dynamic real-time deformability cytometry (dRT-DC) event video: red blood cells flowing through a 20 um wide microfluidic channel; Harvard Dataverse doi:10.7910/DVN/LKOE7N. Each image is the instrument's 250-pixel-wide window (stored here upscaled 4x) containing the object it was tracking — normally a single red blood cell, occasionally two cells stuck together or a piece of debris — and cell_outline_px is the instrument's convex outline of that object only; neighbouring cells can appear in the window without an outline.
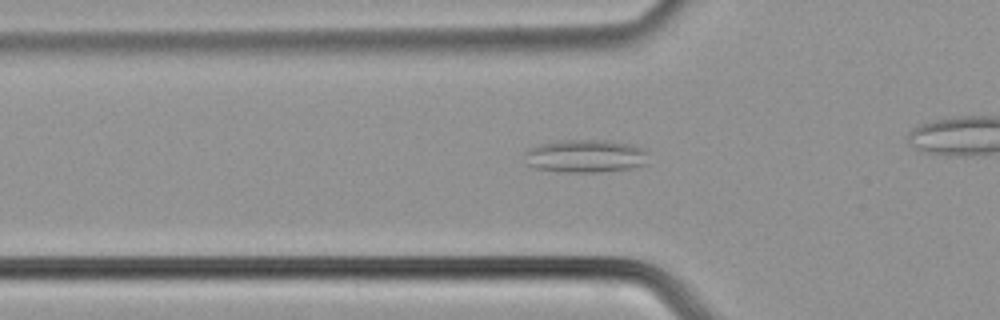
{"species": "common noctule bat (a hibernating species)", "species_latin": "Nyctalus noctula", "temperature_condition": "cold", "stored_images_in_passage": 36, "camera_frame_rate_fps": 3000, "um_per_image_px": 0.085, "animal": {"sex": "male", "body_mass_g": 21.5, "forearm_length_mm": 52.0}, "frame": {"image": 1, "passage_image": 13, "time_ms": 4.0, "image_size_px": [1000, 320], "cell_outline_px": [[648, 164], [632, 168], [600, 172], [560, 172], [536, 168], [528, 164], [524, 152], [528, 148], [540, 144], [560, 140], [604, 140], [632, 144], [644, 148], [648, 152]], "centroid_in_image_um": [49.81, 13.26], "position_along_channel_um": 76.0, "area_um2": 24.1}}
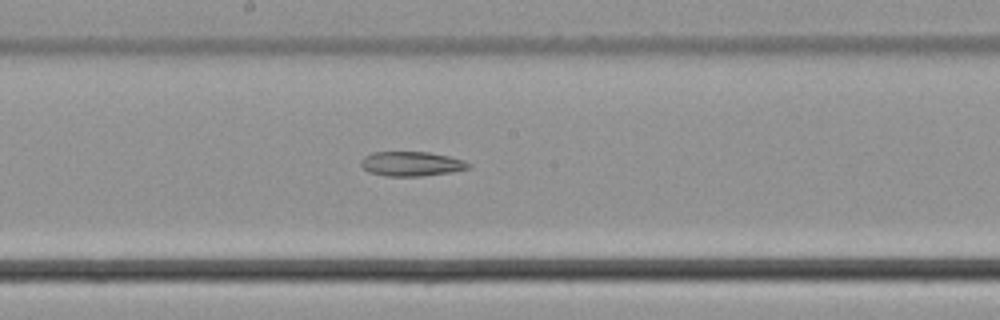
{"frame": {"image": 2, "passage_image": 23, "time_ms": 7.333, "image_size_px": [1000, 320], "cell_outline_px": [[472, 168], [452, 172], [420, 176], [384, 176], [368, 172], [360, 164], [360, 160], [364, 156], [372, 152], [428, 152], [448, 156], [464, 160], [472, 164]], "centroid_in_image_um": [34.98, 13.93], "position_along_channel_um": 213.2, "area_um2": 15.55}}
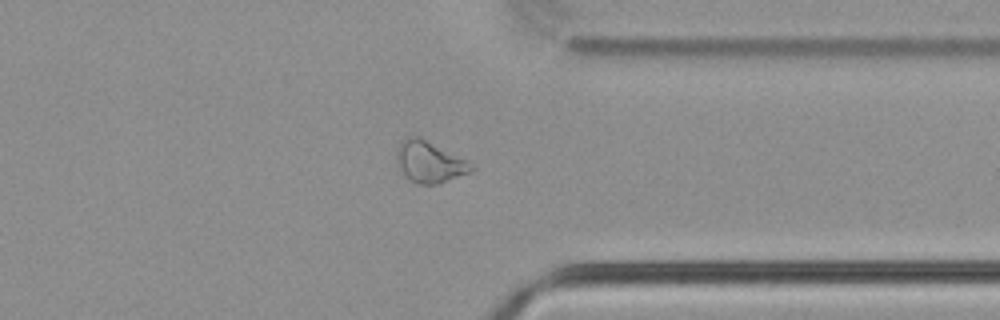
{"frame": {"image": 3, "passage_image": 35, "time_ms": 11.333, "image_size_px": [1000, 320], "cell_outline_px": [[476, 168], [468, 172], [436, 184], [416, 184], [400, 168], [396, 156], [396, 152], [400, 144], [408, 136], [416, 136], [468, 160]], "centroid_in_image_um": [36.52, 13.76], "position_along_channel_um": 374.9, "area_um2": 17.28}}